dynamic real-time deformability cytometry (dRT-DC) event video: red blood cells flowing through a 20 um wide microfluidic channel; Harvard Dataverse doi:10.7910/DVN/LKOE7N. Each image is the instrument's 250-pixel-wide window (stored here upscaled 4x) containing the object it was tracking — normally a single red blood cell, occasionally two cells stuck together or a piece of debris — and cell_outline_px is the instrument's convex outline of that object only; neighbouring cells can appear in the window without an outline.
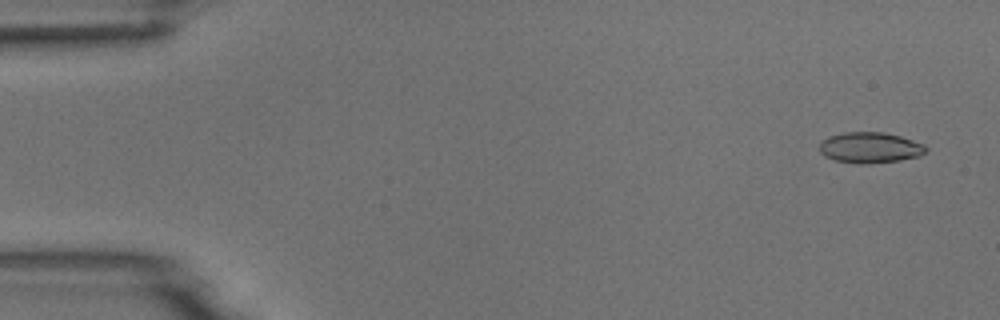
{"species": "common noctule bat (a hibernating species)", "species_latin": "Nyctalus noctula", "temperature_condition": "room temperature", "stored_images_in_passage": 6, "camera_frame_rate_fps": 3000, "um_per_image_px": 0.085, "animal": {"sex": "male", "body_mass_g": 18.8}, "frame": {"image": 1, "passage_image": 1, "time_ms": 0.0, "image_size_px": [1000, 320], "cell_outline_px": [[928, 148], [920, 156], [900, 160], [868, 164], [860, 164], [836, 160], [824, 156], [820, 152], [820, 144], [828, 136], [844, 132], [884, 132], [900, 136], [924, 144]], "centroid_in_image_um": [73.96, 12.55], "position_along_channel_um": 11.0, "area_um2": 19.07}}
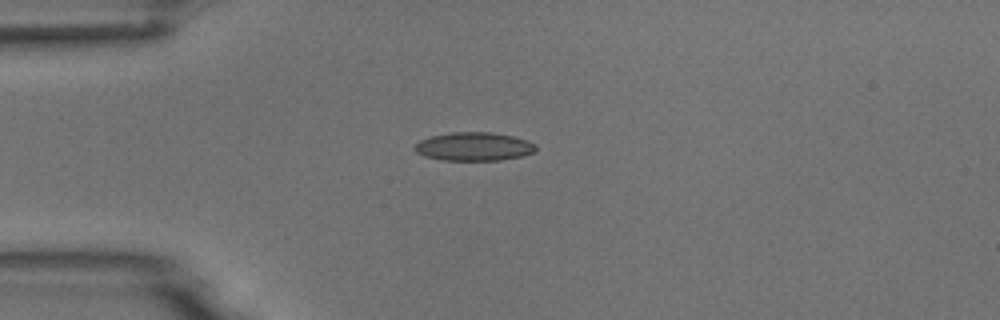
{"frame": {"image": 2, "passage_image": 4, "time_ms": 3.667, "image_size_px": [1000, 320], "cell_outline_px": [[536, 152], [520, 156], [500, 160], [444, 160], [424, 156], [416, 152], [412, 148], [420, 140], [432, 136], [452, 132], [492, 132], [512, 136], [528, 140], [536, 144]], "centroid_in_image_um": [40.29, 12.45], "position_along_channel_um": 44.7, "area_um2": 20.11}}